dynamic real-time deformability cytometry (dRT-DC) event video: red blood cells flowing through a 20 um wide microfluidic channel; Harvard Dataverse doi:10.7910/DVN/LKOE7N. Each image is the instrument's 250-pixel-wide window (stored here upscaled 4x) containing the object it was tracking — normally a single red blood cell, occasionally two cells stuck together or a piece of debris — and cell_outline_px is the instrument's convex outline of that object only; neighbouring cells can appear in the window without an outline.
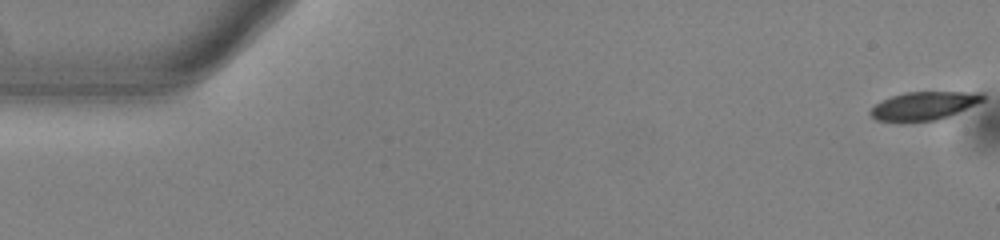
{"species": "common noctule bat (a hibernating species)", "species_latin": "Nyctalus noctula", "temperature_condition": "warm", "stored_images_in_passage": 16, "camera_frame_rate_fps": 3000, "um_per_image_px": 0.085, "animal": {"sex": "male", "body_mass_g": 13.0, "forearm_length_mm": 53.1}, "frame": {"image": 1, "passage_image": 1, "time_ms": 0.0, "image_size_px": [1000, 240], "cell_outline_px": [[984, 100], [976, 104], [948, 116], [936, 120], [900, 124], [876, 120], [868, 112], [876, 104], [892, 96], [904, 92], [984, 92]], "centroid_in_image_um": [78.49, 9.02], "position_along_channel_um": 6.5, "area_um2": 18.84}}